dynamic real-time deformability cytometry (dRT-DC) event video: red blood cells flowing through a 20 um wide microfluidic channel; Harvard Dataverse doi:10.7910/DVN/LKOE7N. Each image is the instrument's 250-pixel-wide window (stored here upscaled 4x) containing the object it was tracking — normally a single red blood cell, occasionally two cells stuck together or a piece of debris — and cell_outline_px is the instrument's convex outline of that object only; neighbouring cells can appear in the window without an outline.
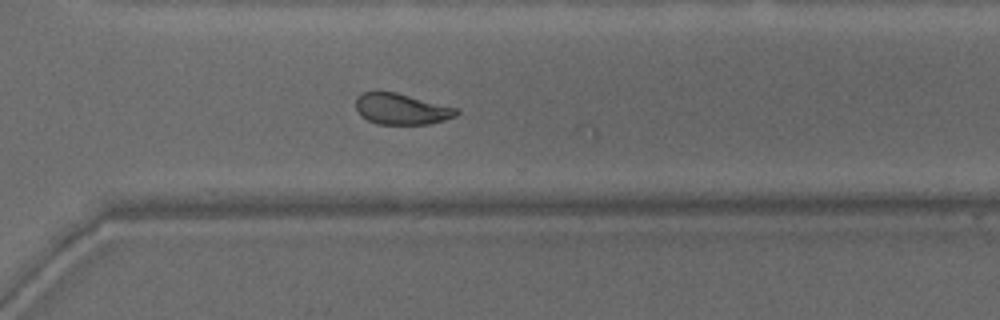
{"species": "common noctule bat (a hibernating species)", "species_latin": "Nyctalus noctula", "temperature_condition": "warm", "stored_images_in_passage": 31, "camera_frame_rate_fps": 3000, "um_per_image_px": 0.085, "animal": {"sex": "male", "body_mass_g": 15.6}, "frame": {"image": 1, "passage_image": 30, "time_ms": 9.667, "image_size_px": [1000, 320], "cell_outline_px": [[460, 112], [456, 116], [444, 120], [428, 124], [380, 124], [368, 120], [360, 116], [356, 108], [356, 96], [364, 92], [396, 92], [460, 108]], "centroid_in_image_um": [34.16, 9.26], "position_along_channel_um": 336.4, "area_um2": 18.32}}